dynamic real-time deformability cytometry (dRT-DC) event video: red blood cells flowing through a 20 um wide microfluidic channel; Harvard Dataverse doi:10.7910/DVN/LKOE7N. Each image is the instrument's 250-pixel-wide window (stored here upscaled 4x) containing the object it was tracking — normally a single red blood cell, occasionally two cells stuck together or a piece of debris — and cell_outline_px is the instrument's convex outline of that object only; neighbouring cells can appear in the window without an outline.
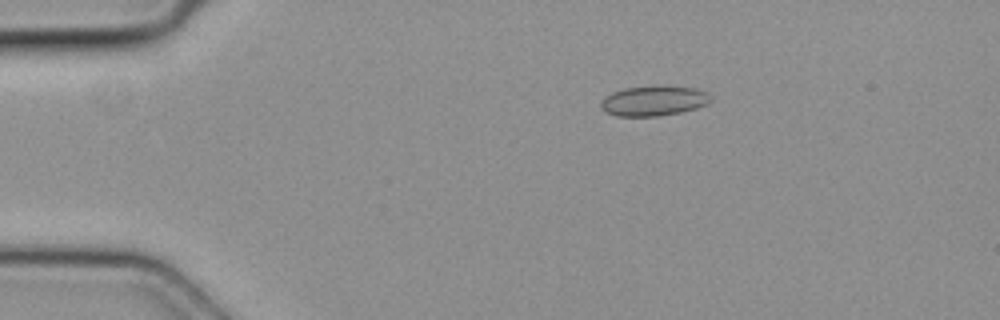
{"species": "common noctule bat (a hibernating species)", "species_latin": "Nyctalus noctula", "temperature_condition": "cold", "stored_images_in_passage": 4, "camera_frame_rate_fps": 3000, "um_per_image_px": 0.085, "animal": {"sex": "female", "body_mass_g": 19.3, "forearm_length_mm": 54.1}, "frame": {"image": 1, "passage_image": 3, "time_ms": 0.667, "image_size_px": [1000, 320], "cell_outline_px": [[712, 100], [708, 104], [696, 108], [680, 112], [656, 116], [616, 116], [604, 112], [600, 108], [600, 100], [604, 96], [612, 92], [624, 88], [660, 84], [668, 84], [696, 88], [708, 92], [712, 96]], "centroid_in_image_um": [55.57, 8.53], "position_along_channel_um": 29.4, "area_um2": 20.0}}